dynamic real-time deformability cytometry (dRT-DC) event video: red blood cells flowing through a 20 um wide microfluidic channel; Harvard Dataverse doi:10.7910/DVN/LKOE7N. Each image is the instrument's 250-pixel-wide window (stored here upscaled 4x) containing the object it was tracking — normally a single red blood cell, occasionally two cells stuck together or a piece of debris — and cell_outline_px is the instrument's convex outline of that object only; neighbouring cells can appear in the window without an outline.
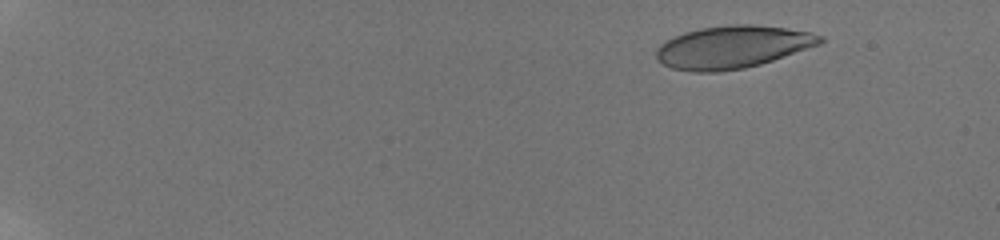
{"species": "human", "species_latin": "Homo sapiens", "temperature_condition": "room temperature", "stored_images_in_passage": 58, "camera_frame_rate_fps": 3000, "um_per_image_px": 0.085, "donor": {"sex": "male"}, "frame": {"image": 1, "passage_image": 9, "time_ms": 2.667, "image_size_px": [1000, 240], "cell_outline_px": [[824, 40], [820, 44], [760, 64], [744, 68], [716, 72], [692, 72], [672, 68], [656, 60], [656, 48], [660, 44], [684, 32], [700, 28], [728, 24], [752, 24], [784, 28], [812, 32], [824, 36]], "centroid_in_image_um": [62.25, 3.99], "position_along_channel_um": 22.7, "area_um2": 40.58}}
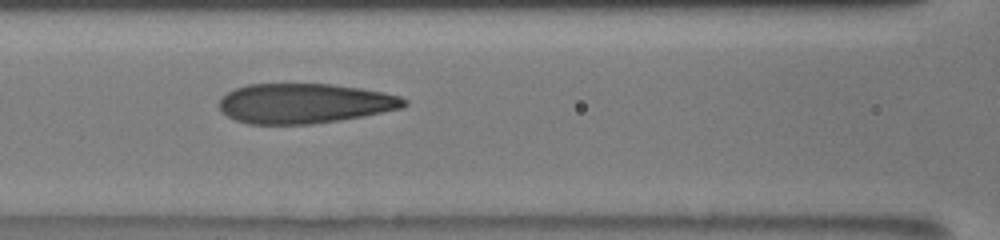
{"frame": {"image": 2, "passage_image": 31, "time_ms": 10.0, "image_size_px": [1000, 240], "cell_outline_px": [[408, 104], [400, 108], [364, 116], [340, 120], [312, 124], [248, 124], [236, 120], [228, 116], [220, 108], [220, 100], [228, 92], [236, 88], [248, 84], [332, 84], [360, 88], [384, 92], [400, 96], [408, 100]], "centroid_in_image_um": [25.91, 8.79], "position_along_channel_um": 140.7, "area_um2": 42.89}}
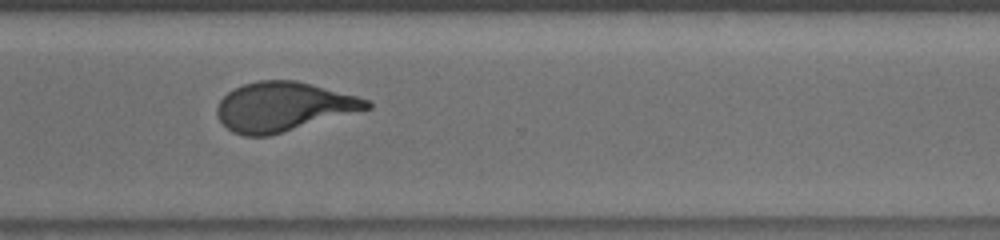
{"frame": {"image": 3, "passage_image": 47, "time_ms": 15.333, "image_size_px": [1000, 240], "cell_outline_px": [[372, 108], [268, 136], [244, 136], [232, 132], [220, 120], [216, 112], [216, 108], [220, 100], [228, 92], [244, 84], [260, 80], [296, 80], [312, 84], [356, 96], [368, 100], [372, 104]], "centroid_in_image_um": [24.08, 9.07], "position_along_channel_um": 346.5, "area_um2": 42.6}, "authors_computed_cell_mechanics": {"area_um2": 42.5986, "velocity_mm_per_s": 3.8688, "shape_relaxation_time_tau1_ms": 5.8724, "shape_relaxation_time_tau2_ms": 0.931, "deformation_change_tau1": 0.2154, "deformation_change_tau2": 0.0929}}